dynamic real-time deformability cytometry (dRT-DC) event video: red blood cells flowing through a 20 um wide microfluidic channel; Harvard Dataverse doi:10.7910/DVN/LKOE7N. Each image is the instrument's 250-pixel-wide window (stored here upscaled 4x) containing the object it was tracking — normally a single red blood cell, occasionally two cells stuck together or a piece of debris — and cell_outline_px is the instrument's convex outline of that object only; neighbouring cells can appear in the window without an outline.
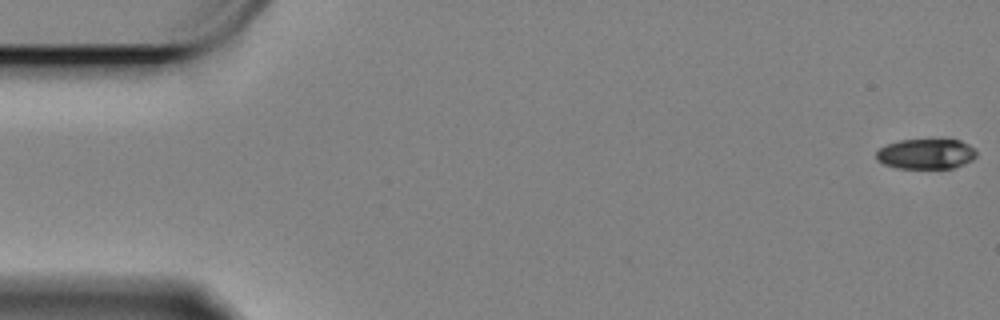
{"species": "Egyptian fruit bat (a non-hibernating species)", "species_latin": "Rousettus aegyptiacus", "temperature_condition": "cold", "stored_images_in_passage": 13, "camera_frame_rate_fps": 3000, "um_per_image_px": 0.085, "animal": {"sex": "female"}, "frame": {"image": 1, "passage_image": 1, "time_ms": 0.0, "image_size_px": [1000, 320], "cell_outline_px": [[976, 156], [972, 160], [964, 164], [952, 168], [900, 168], [884, 164], [876, 160], [876, 152], [880, 148], [888, 144], [900, 140], [960, 140], [968, 144], [976, 152]], "centroid_in_image_um": [78.7, 13.09], "position_along_channel_um": 6.3, "area_um2": 17.46}}